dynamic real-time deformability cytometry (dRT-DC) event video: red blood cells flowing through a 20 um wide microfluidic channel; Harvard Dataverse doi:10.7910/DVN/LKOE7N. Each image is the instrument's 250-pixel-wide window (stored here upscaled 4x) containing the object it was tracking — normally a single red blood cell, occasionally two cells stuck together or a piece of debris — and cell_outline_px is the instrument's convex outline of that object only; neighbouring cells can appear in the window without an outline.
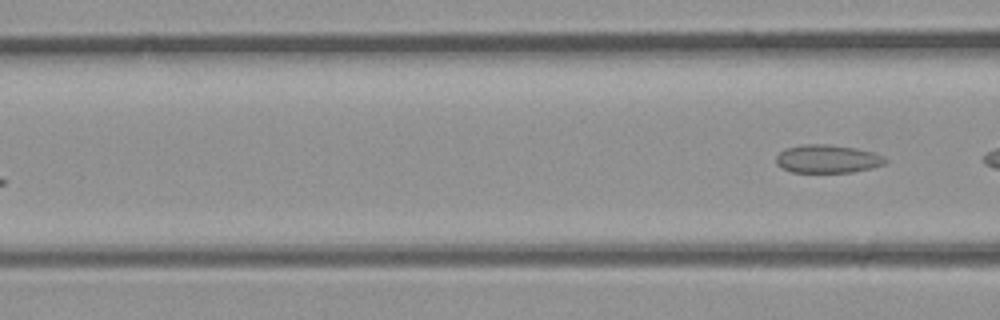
{"species": "common noctule bat (a hibernating species)", "species_latin": "Nyctalus noctula", "temperature_condition": "room temperature", "stored_images_in_passage": 4, "segment_of_instrument_passage": [2, 2], "camera_frame_rate_fps": 3000, "um_per_image_px": 0.085, "animal": {"sex": "male", "body_mass_g": 23.1, "forearm_length_mm": 52.7}, "frame": {"image": 1, "passage_image": 4, "time_ms": 1.0, "image_size_px": [1000, 320], "cell_outline_px": [[888, 160], [884, 164], [872, 168], [852, 172], [792, 172], [780, 168], [776, 164], [776, 156], [784, 148], [800, 144], [828, 144], [856, 148], [872, 152]], "centroid_in_image_um": [70.28, 13.5], "position_along_channel_um": 96.3, "area_um2": 18.03}}